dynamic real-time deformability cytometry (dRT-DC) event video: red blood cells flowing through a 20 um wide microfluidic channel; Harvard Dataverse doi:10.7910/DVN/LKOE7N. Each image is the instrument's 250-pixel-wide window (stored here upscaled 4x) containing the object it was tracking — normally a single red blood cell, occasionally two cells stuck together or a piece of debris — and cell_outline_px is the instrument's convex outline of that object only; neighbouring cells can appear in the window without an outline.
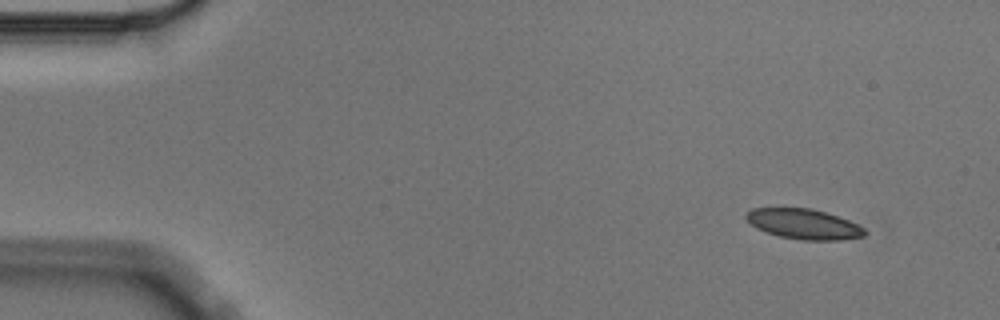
{"species": "Egyptian fruit bat (a non-hibernating species)", "species_latin": "Rousettus aegyptiacus", "temperature_condition": "cold", "stored_images_in_passage": 4, "camera_frame_rate_fps": 3000, "um_per_image_px": 0.085, "animal": {"sex": "male"}, "frame": {"image": 1, "passage_image": 1, "time_ms": 0.0, "image_size_px": [1000, 320], "cell_outline_px": [[868, 232], [864, 236], [840, 240], [800, 240], [780, 236], [764, 232], [756, 228], [744, 220], [744, 216], [752, 208], [812, 208], [848, 220], [864, 228]], "centroid_in_image_um": [68.27, 19.05], "position_along_channel_um": 16.7, "area_um2": 20.92}}
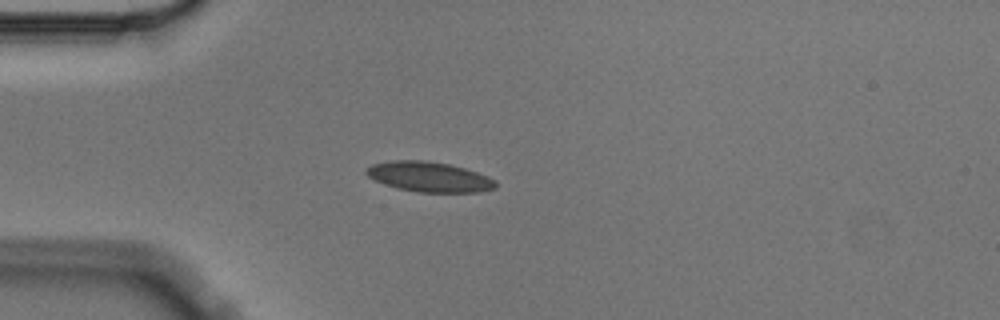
{"frame": {"image": 2, "passage_image": 4, "time_ms": 1.0, "image_size_px": [1000, 320], "cell_outline_px": [[496, 188], [476, 192], [420, 192], [396, 188], [384, 184], [368, 176], [364, 172], [364, 168], [372, 164], [392, 160], [420, 160], [448, 164], [464, 168], [488, 176], [496, 180]], "centroid_in_image_um": [36.45, 15.03], "position_along_channel_um": 48.5, "area_um2": 22.6}}